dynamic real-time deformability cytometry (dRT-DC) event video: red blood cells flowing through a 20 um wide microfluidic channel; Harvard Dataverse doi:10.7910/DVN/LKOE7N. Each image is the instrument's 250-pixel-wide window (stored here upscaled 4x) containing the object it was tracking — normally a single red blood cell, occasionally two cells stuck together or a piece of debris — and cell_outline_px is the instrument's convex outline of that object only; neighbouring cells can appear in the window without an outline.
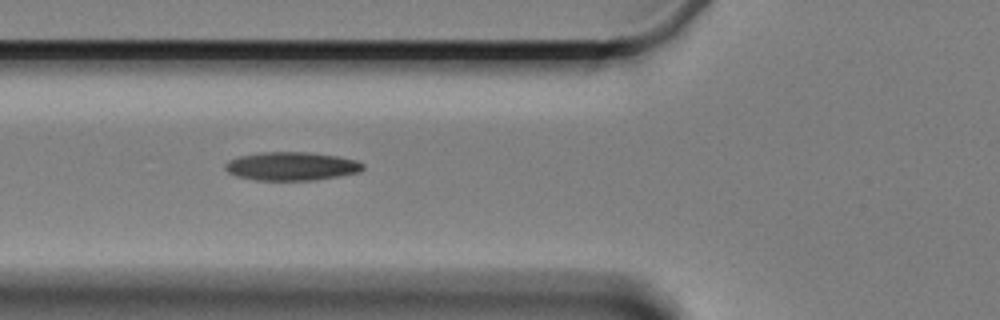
{"species": "Egyptian fruit bat (a non-hibernating species)", "species_latin": "Rousettus aegyptiacus", "temperature_condition": "cold", "stored_images_in_passage": 6, "camera_frame_rate_fps": 3000, "um_per_image_px": 0.085, "animal": {"sex": "female"}, "frame": {"image": 1, "passage_image": 6, "time_ms": 5.667, "image_size_px": [1000, 320], "cell_outline_px": [[364, 168], [360, 172], [340, 176], [316, 180], [256, 180], [236, 176], [228, 172], [224, 168], [224, 164], [228, 160], [240, 156], [260, 152], [308, 152], [336, 156], [356, 160], [364, 164]], "centroid_in_image_um": [24.77, 14.13], "position_along_channel_um": 101.0, "area_um2": 22.95}}